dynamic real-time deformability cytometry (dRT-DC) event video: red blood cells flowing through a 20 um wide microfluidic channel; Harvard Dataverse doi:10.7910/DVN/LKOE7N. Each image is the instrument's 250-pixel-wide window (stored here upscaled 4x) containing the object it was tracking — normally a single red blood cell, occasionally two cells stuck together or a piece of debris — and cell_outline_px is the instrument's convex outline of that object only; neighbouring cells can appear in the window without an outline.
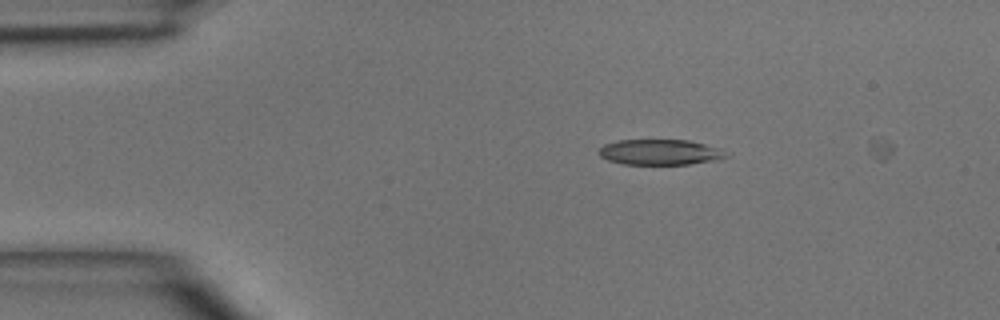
{"species": "common noctule bat (a hibernating species)", "species_latin": "Nyctalus noctula", "temperature_condition": "room temperature", "stored_images_in_passage": 2, "camera_frame_rate_fps": 3000, "um_per_image_px": 0.085, "animal": {"sex": "male", "body_mass_g": 15.6}, "frame": {"image": 1, "passage_image": 1, "time_ms": 0.0, "image_size_px": [1000, 320], "cell_outline_px": [[728, 156], [720, 160], [688, 164], [624, 164], [608, 160], [600, 156], [596, 152], [604, 144], [616, 140], [688, 140], [720, 148]], "centroid_in_image_um": [56.08, 12.93], "position_along_channel_um": 28.9, "area_um2": 18.96}}